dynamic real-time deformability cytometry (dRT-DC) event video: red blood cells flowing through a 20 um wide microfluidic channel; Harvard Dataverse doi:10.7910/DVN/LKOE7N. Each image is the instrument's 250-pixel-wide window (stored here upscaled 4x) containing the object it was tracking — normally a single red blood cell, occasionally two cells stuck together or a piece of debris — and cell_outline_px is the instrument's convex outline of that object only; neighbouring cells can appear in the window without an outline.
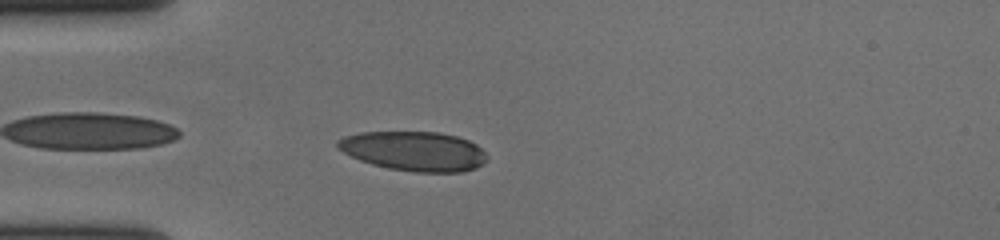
{"species": "human", "species_latin": "Homo sapiens", "temperature_condition": "cold", "stored_images_in_passage": 34, "camera_frame_rate_fps": 3000, "um_per_image_px": 0.085, "donor": {"sex": "female"}, "frame": {"image": 1, "passage_image": 2, "time_ms": 0.333, "image_size_px": [1000, 240], "cell_outline_px": [[488, 160], [476, 168], [464, 172], [416, 172], [388, 168], [372, 164], [360, 160], [336, 148], [336, 140], [344, 136], [360, 132], [440, 132], [456, 136], [468, 140], [476, 144], [488, 156]], "centroid_in_image_um": [35.2, 12.84], "position_along_channel_um": 49.8, "area_um2": 34.51}}
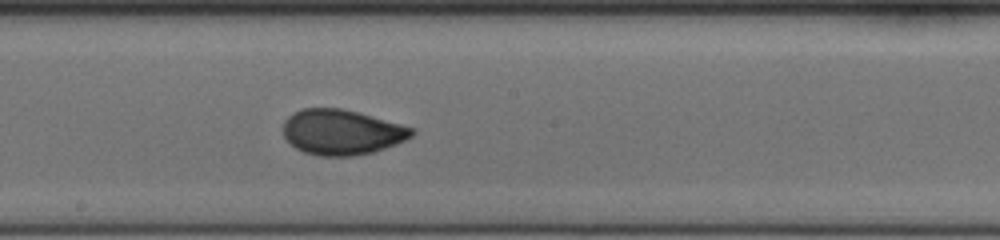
{"frame": {"image": 2, "passage_image": 17, "time_ms": 5.333, "image_size_px": [1000, 240], "cell_outline_px": [[416, 132], [412, 136], [396, 144], [372, 152], [352, 156], [320, 156], [304, 152], [296, 148], [284, 136], [284, 120], [292, 112], [300, 108], [340, 108], [356, 112], [416, 128]], "centroid_in_image_um": [29.04, 11.23], "position_along_channel_um": 219.2, "area_um2": 33.81}}
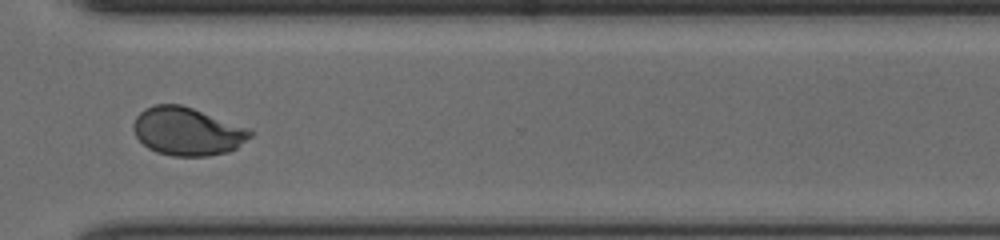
{"frame": {"image": 3, "passage_image": 28, "time_ms": 9.0, "image_size_px": [1000, 240], "cell_outline_px": [[252, 136], [236, 148], [228, 152], [208, 156], [172, 156], [156, 152], [148, 148], [136, 136], [132, 128], [132, 124], [136, 116], [144, 108], [156, 104], [180, 104], [192, 108], [248, 128], [252, 132]], "centroid_in_image_um": [15.89, 11.17], "position_along_channel_um": 354.7, "area_um2": 32.66}, "authors_computed_cell_mechanics": {"area_um2": 33.6685, "velocity_mm_per_s": 3.6833, "shape_relaxation_time_tau1_ms": 6.488, "shape_relaxation_time_tau2_ms": null, "deformation_change_tau1": 0.1798, "deformation_change_tau2": null}}